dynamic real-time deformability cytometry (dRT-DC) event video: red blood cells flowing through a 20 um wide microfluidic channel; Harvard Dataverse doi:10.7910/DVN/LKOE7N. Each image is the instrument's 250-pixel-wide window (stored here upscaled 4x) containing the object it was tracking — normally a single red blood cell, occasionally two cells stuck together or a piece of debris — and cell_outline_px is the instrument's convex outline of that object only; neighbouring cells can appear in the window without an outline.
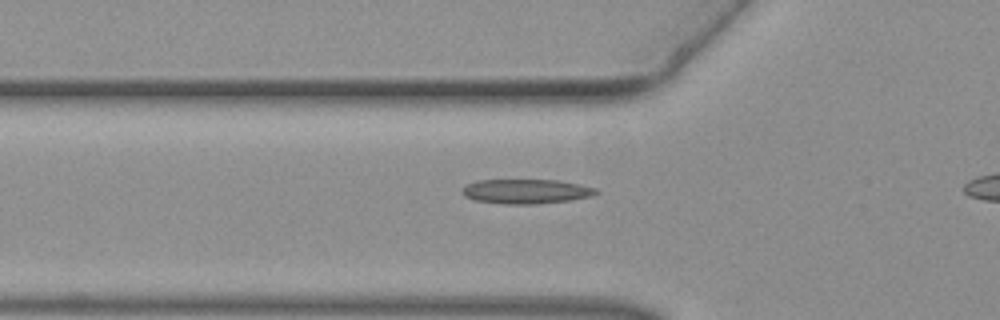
{"species": "common noctule bat (a hibernating species)", "species_latin": "Nyctalus noctula", "temperature_condition": "warm", "stored_images_in_passage": 13, "camera_frame_rate_fps": 3000, "um_per_image_px": 0.085, "animal": {"sex": "female", "body_mass_g": 19.3, "forearm_length_mm": 54.1}, "frame": {"image": 1, "passage_image": 11, "time_ms": 3.333, "image_size_px": [1000, 320], "cell_outline_px": [[600, 192], [592, 196], [568, 200], [532, 204], [504, 204], [476, 200], [464, 196], [460, 192], [464, 184], [476, 180], [556, 180], [580, 184], [596, 188]], "centroid_in_image_um": [44.68, 16.26], "position_along_channel_um": 81.1, "area_um2": 19.19}}